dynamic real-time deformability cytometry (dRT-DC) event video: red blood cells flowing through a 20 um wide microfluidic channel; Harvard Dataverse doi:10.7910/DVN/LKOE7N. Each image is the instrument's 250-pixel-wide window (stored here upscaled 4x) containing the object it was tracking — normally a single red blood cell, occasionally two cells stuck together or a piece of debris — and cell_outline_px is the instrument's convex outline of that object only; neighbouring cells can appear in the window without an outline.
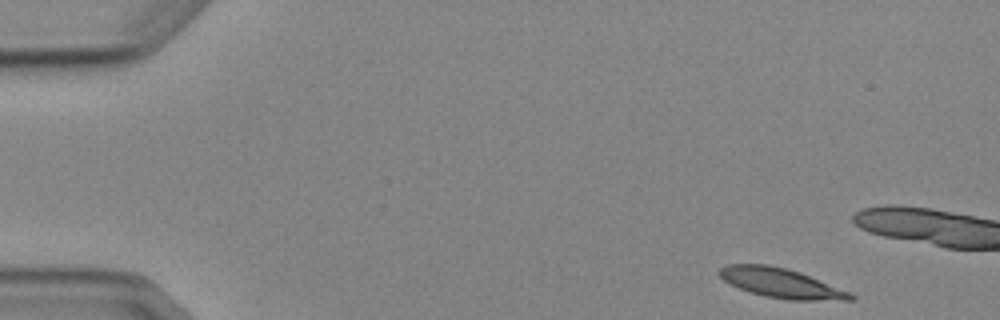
{"species": "Egyptian fruit bat (a non-hibernating species)", "species_latin": "Rousettus aegyptiacus", "temperature_condition": "cold", "stored_images_in_passage": 5, "camera_frame_rate_fps": 3000, "um_per_image_px": 0.085, "animal": {"sex": "female"}, "frame": {"image": 1, "passage_image": 1, "time_ms": 0.0, "image_size_px": [1000, 320], "cell_outline_px": [[856, 300], [788, 300], [764, 296], [740, 288], [724, 280], [716, 272], [720, 268], [728, 264], [768, 264], [788, 268], [800, 272], [852, 292], [856, 296]], "centroid_in_image_um": [66.44, 24.06], "position_along_channel_um": 18.6, "area_um2": 22.72}}